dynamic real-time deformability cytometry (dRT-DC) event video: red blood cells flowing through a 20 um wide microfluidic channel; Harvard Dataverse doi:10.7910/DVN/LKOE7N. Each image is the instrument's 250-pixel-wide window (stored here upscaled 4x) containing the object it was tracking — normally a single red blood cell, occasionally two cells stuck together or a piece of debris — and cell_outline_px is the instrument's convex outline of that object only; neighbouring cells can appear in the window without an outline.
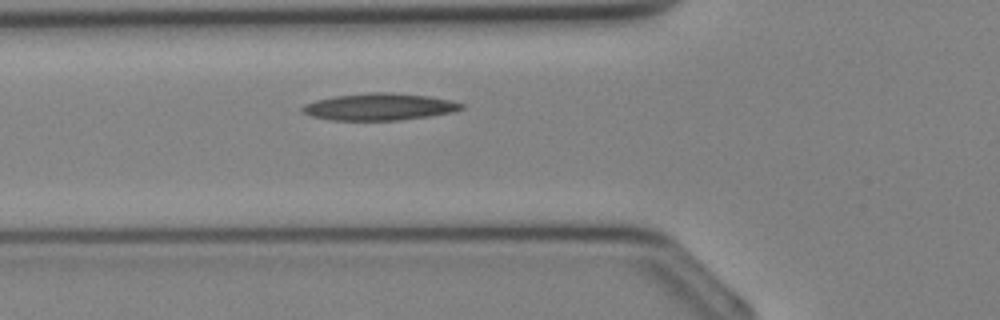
{"species": "Egyptian fruit bat (a non-hibernating species)", "species_latin": "Rousettus aegyptiacus", "temperature_condition": "cold", "stored_images_in_passage": 24, "camera_frame_rate_fps": 3000, "um_per_image_px": 0.085, "animal": {"sex": "female"}, "frame": {"image": 1, "passage_image": 4, "time_ms": 1.0, "image_size_px": [1000, 320], "cell_outline_px": [[464, 108], [452, 112], [428, 116], [400, 120], [328, 120], [312, 116], [304, 112], [300, 108], [304, 104], [316, 100], [332, 96], [372, 92], [392, 92], [428, 96], [452, 100], [464, 104]], "centroid_in_image_um": [32.24, 9.07], "position_along_channel_um": 93.6, "area_um2": 25.03}}
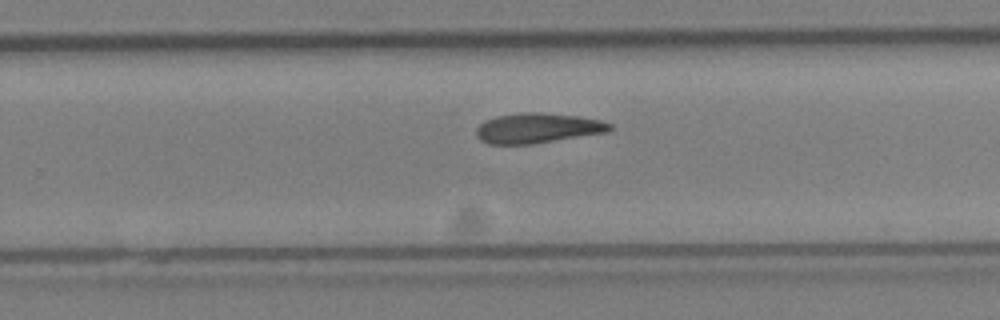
{"frame": {"image": 2, "passage_image": 14, "time_ms": 4.333, "image_size_px": [1000, 320], "cell_outline_px": [[612, 128], [608, 132], [532, 144], [488, 144], [480, 140], [476, 136], [476, 128], [484, 120], [496, 116], [520, 112], [536, 112], [576, 116], [600, 120], [612, 124]], "centroid_in_image_um": [45.66, 10.89], "position_along_channel_um": 284.1, "area_um2": 23.41}}
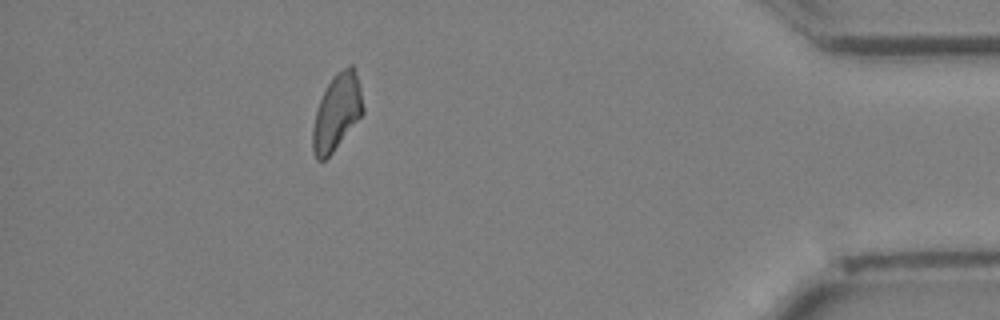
{"frame": {"image": 3, "passage_image": 23, "time_ms": 7.333, "image_size_px": [1000, 320], "cell_outline_px": [[364, 112], [332, 152], [324, 160], [316, 160], [312, 152], [312, 128], [316, 112], [320, 100], [332, 76], [336, 72], [348, 64], [352, 64], [360, 88], [364, 108]], "centroid_in_image_um": [28.61, 9.53], "position_along_channel_um": 406.6, "area_um2": 22.02}}